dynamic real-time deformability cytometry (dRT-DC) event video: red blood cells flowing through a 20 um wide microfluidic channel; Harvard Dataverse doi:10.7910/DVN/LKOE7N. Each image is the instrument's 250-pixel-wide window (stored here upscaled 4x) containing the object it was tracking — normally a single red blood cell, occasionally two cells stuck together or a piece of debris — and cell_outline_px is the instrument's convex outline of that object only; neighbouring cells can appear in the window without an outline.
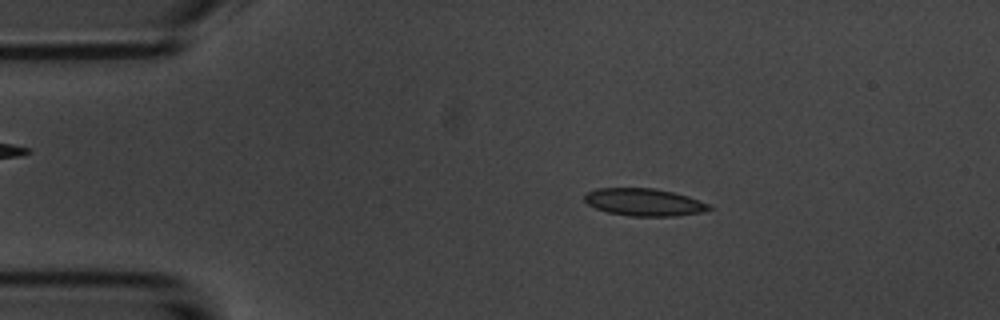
{"species": "common noctule bat (a hibernating species)", "species_latin": "Nyctalus noctula", "temperature_condition": "room temperature", "stored_images_in_passage": 6, "camera_frame_rate_fps": 3000, "um_per_image_px": 0.085, "animal": {"sex": "male", "body_mass_g": 20.1, "forearm_length_mm": 53.5}, "frame": {"image": 1, "passage_image": 2, "time_ms": 2.0, "image_size_px": [1000, 320], "cell_outline_px": [[716, 208], [704, 212], [676, 216], [632, 216], [608, 212], [596, 208], [588, 204], [584, 200], [584, 196], [588, 192], [596, 188], [656, 188], [688, 196], [708, 204]], "centroid_in_image_um": [54.78, 17.19], "position_along_channel_um": 30.2, "area_um2": 19.94}}
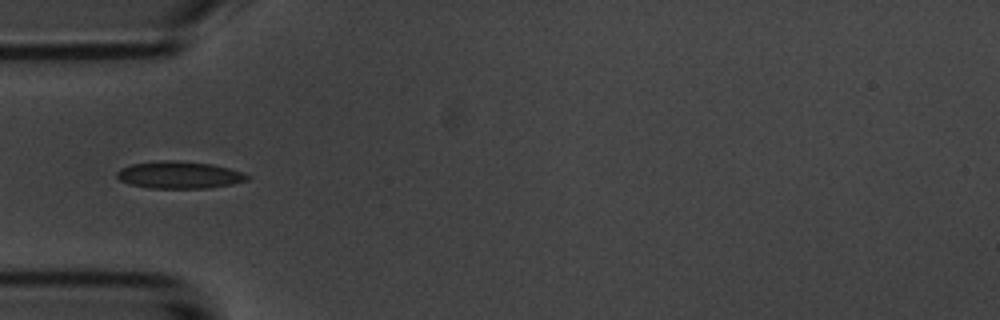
{"frame": {"image": 2, "passage_image": 4, "time_ms": 4.333, "image_size_px": [1000, 320], "cell_outline_px": [[252, 176], [248, 180], [232, 184], [208, 188], [148, 188], [132, 184], [120, 180], [116, 176], [116, 172], [120, 168], [132, 164], [164, 160], [180, 160], [212, 164], [228, 168]], "centroid_in_image_um": [15.24, 14.86], "position_along_channel_um": 69.8, "area_um2": 20.63}}
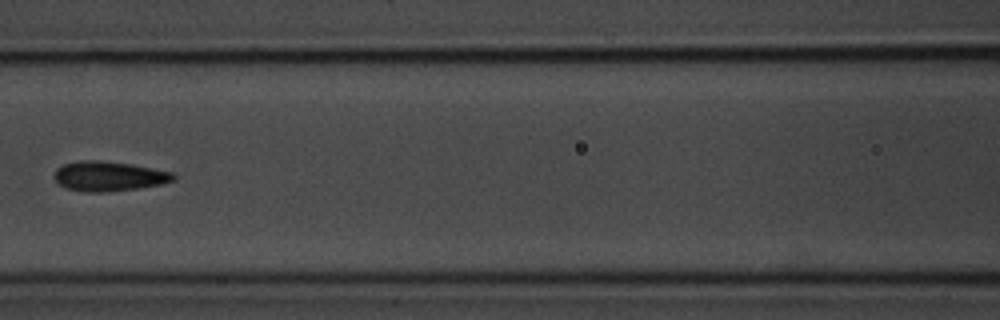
{"frame": {"image": 3, "passage_image": 6, "time_ms": 6.667, "image_size_px": [1000, 320], "cell_outline_px": [[176, 180], [164, 184], [108, 192], [84, 192], [64, 188], [52, 176], [56, 168], [64, 164], [80, 160], [100, 160], [132, 164], [172, 172], [176, 176]], "centroid_in_image_um": [9.24, 14.98], "position_along_channel_um": 157.4, "area_um2": 20.92}}